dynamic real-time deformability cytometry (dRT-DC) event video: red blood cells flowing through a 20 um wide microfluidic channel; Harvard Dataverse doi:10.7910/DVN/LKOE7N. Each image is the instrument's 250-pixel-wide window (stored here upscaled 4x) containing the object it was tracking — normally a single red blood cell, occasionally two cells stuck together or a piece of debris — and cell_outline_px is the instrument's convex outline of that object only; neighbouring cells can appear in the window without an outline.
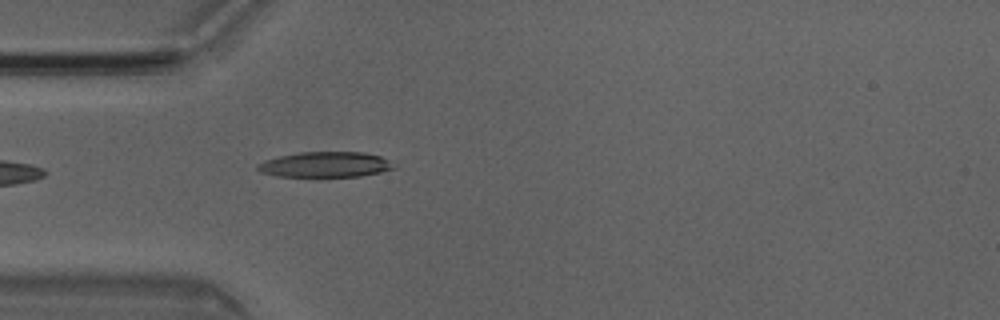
{"species": "Egyptian fruit bat (a non-hibernating species)", "species_latin": "Rousettus aegyptiacus", "temperature_condition": "room temperature", "stored_images_in_passage": 4, "camera_frame_rate_fps": 3000, "um_per_image_px": 0.085, "animal": {"sex": "male"}, "frame": {"image": 1, "passage_image": 4, "time_ms": 1.0, "image_size_px": [1000, 320], "cell_outline_px": [[396, 168], [380, 172], [360, 176], [276, 176], [260, 172], [256, 168], [264, 160], [280, 156], [300, 152], [364, 152], [380, 156]], "centroid_in_image_um": [27.62, 13.98], "position_along_channel_um": 57.4, "area_um2": 19.83}}